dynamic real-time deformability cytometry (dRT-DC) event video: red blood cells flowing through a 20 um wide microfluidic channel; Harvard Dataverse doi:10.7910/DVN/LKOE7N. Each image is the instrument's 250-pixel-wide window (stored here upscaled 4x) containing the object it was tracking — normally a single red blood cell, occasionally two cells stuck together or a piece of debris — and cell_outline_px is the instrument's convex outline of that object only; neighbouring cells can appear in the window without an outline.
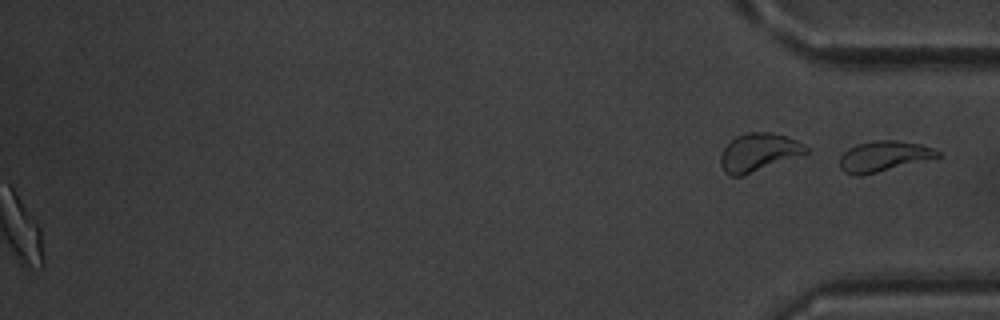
{"species": "common noctule bat (a hibernating species)", "species_latin": "Nyctalus noctula", "temperature_condition": "warm", "stored_images_in_passage": 55, "segment_of_instrument_passage": [2, 2], "camera_frame_rate_fps": 3000, "um_per_image_px": 0.085, "animal": {"sex": "male", "body_mass_g": 20.1, "forearm_length_mm": 53.5}, "frame": {"image": 1, "passage_image": 55, "time_ms": 18.0, "image_size_px": [1000, 320], "cell_outline_px": [[940, 156], [936, 160], [860, 176], [856, 176], [844, 172], [840, 168], [840, 156], [848, 148], [856, 144], [872, 140], [896, 140], [920, 144], [932, 148], [940, 152]], "centroid_in_image_um": [75.17, 13.3], "position_along_channel_um": 360.0, "area_um2": 18.03}}